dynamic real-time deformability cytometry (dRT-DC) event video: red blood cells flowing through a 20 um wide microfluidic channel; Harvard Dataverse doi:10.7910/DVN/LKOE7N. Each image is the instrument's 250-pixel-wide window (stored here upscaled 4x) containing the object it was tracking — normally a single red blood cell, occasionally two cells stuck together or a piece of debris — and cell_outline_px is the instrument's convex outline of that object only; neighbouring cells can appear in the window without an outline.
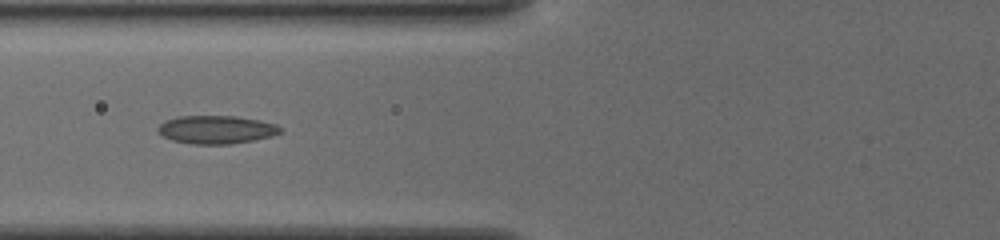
{"species": "common noctule bat (a hibernating species)", "species_latin": "Nyctalus noctula", "temperature_condition": "cold", "stored_images_in_passage": 36, "camera_frame_rate_fps": 3000, "um_per_image_px": 0.085, "animal": {"sex": "female", "body_mass_g": 19.5, "forearm_length_mm": 54.1}, "frame": {"image": 1, "passage_image": 5, "time_ms": 1.333, "image_size_px": [1000, 240], "cell_outline_px": [[280, 132], [272, 136], [232, 144], [192, 144], [172, 140], [156, 132], [156, 128], [160, 124], [168, 120], [180, 116], [236, 116], [260, 120], [276, 124], [280, 128]], "centroid_in_image_um": [18.37, 11.02], "position_along_channel_um": 107.4, "area_um2": 20.0}}
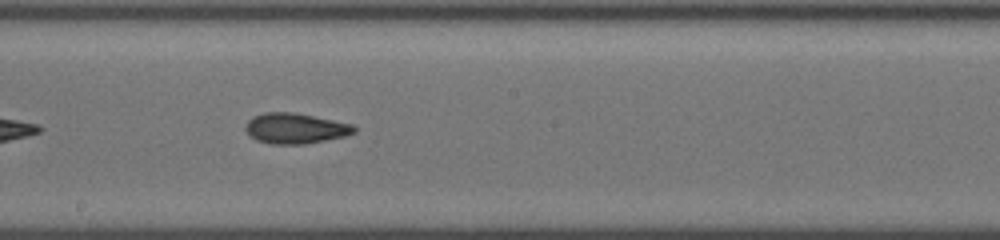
{"frame": {"image": 2, "passage_image": 14, "time_ms": 4.333, "image_size_px": [1000, 240], "cell_outline_px": [[356, 132], [344, 136], [304, 144], [272, 144], [256, 140], [244, 128], [248, 120], [252, 116], [264, 112], [292, 112], [352, 124], [356, 128]], "centroid_in_image_um": [25.07, 10.91], "position_along_channel_um": 223.1, "area_um2": 19.07}}
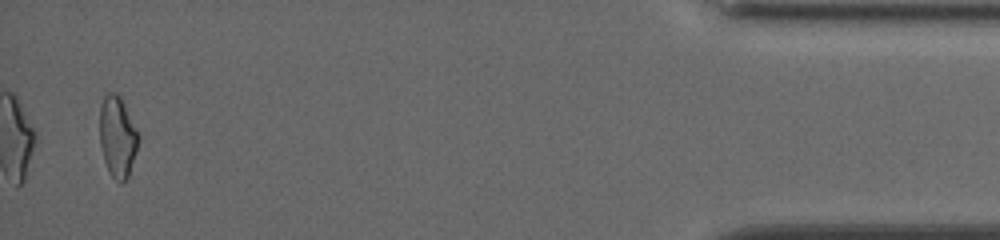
{"frame": {"image": 3, "passage_image": 35, "time_ms": 11.333, "image_size_px": [1000, 240], "cell_outline_px": [[140, 136], [128, 176], [120, 184], [108, 172], [104, 160], [100, 144], [100, 108], [104, 96], [108, 92], [116, 92], [120, 96]], "centroid_in_image_um": [9.97, 11.61], "position_along_channel_um": 425.2, "area_um2": 18.09}, "authors_computed_cell_mechanics": {"area_um2": 18.6694, "velocity_mm_per_s": 3.8539, "shape_relaxation_time_tau1_ms": 6.4521, "shape_relaxation_time_tau2_ms": 2.7477, "deformation_change_tau1": 0.1315, "deformation_change_tau2": 0.08}}